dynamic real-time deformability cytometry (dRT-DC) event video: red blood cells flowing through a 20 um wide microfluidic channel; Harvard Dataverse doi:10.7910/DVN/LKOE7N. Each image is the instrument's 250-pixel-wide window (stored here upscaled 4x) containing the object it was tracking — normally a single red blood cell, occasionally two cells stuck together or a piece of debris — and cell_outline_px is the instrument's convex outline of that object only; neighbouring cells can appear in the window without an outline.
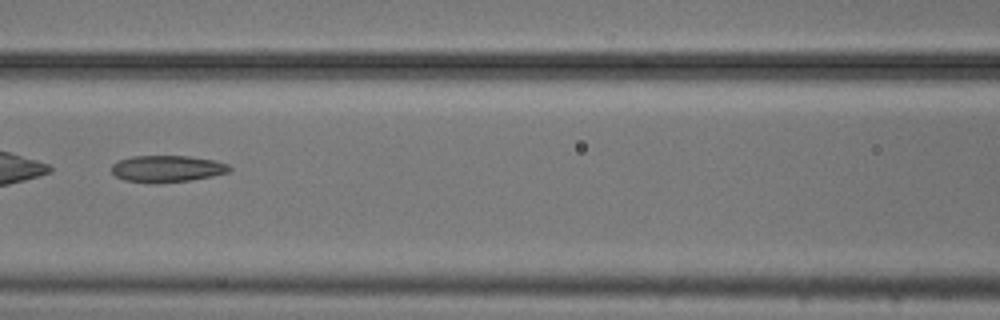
{"species": "common noctule bat (a hibernating species)", "species_latin": "Nyctalus noctula", "temperature_condition": "cold", "stored_images_in_passage": 3, "camera_frame_rate_fps": 3000, "um_per_image_px": 0.085, "animal": {"sex": "male", "body_mass_g": 20.5, "forearm_length_mm": 52.5}, "frame": {"image": 1, "passage_image": 3, "time_ms": 0.667, "image_size_px": [1000, 320], "cell_outline_px": [[232, 168], [228, 172], [212, 176], [188, 180], [124, 180], [116, 176], [112, 172], [112, 164], [120, 160], [132, 156], [188, 156], [212, 160], [228, 164]], "centroid_in_image_um": [14.23, 14.29], "position_along_channel_um": 152.4, "area_um2": 17.34}}